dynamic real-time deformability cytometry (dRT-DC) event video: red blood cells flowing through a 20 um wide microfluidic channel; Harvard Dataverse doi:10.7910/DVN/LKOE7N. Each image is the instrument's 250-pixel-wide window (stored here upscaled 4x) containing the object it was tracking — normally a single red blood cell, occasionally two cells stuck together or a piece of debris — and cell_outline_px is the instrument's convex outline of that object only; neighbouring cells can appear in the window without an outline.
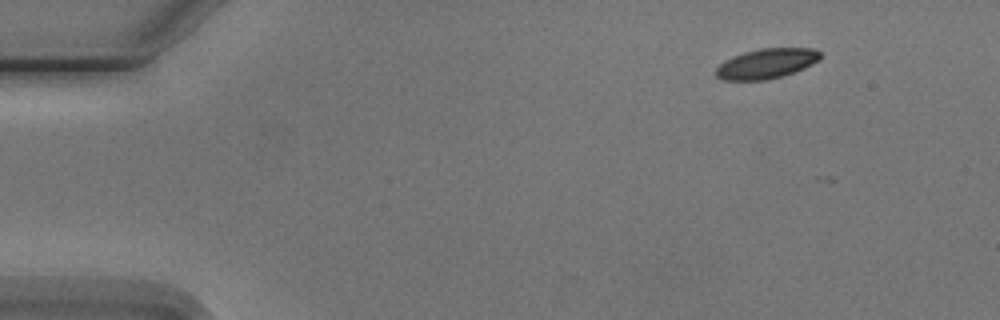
{"species": "Egyptian fruit bat (a non-hibernating species)", "species_latin": "Rousettus aegyptiacus", "temperature_condition": "cold", "stored_images_in_passage": 5, "camera_frame_rate_fps": 3000, "um_per_image_px": 0.085, "animal": {"sex": "male"}, "frame": {"image": 1, "passage_image": 2, "time_ms": 1.0, "image_size_px": [1000, 320], "cell_outline_px": [[820, 60], [804, 68], [784, 76], [768, 80], [724, 80], [716, 76], [716, 68], [724, 60], [732, 56], [744, 52], [760, 48], [816, 48], [820, 52]], "centroid_in_image_um": [65.16, 5.4], "position_along_channel_um": 19.8, "area_um2": 18.38}}